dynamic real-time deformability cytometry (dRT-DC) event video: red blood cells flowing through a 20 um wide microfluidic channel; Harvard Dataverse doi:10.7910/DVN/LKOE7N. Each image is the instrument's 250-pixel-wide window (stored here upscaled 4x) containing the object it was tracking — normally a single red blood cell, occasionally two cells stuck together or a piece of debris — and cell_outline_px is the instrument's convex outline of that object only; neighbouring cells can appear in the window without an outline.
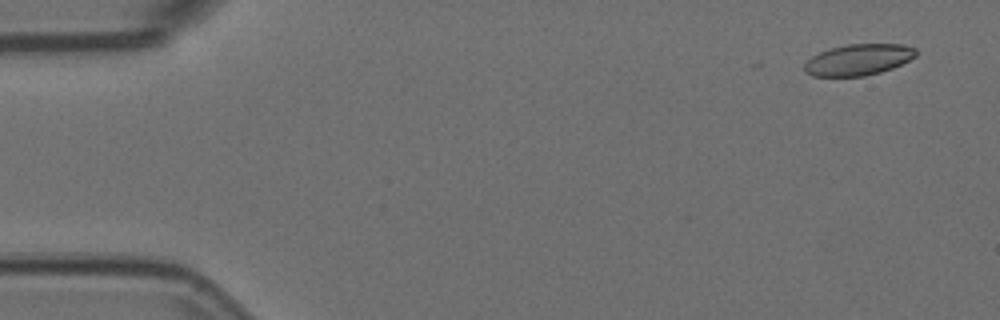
{"species": "Egyptian fruit bat (a non-hibernating species)", "species_latin": "Rousettus aegyptiacus", "temperature_condition": "room temperature", "stored_images_in_passage": 5, "camera_frame_rate_fps": 3000, "um_per_image_px": 0.085, "animal": {"sex": "female"}, "frame": {"image": 1, "passage_image": 1, "time_ms": 0.0, "image_size_px": [1000, 320], "cell_outline_px": [[916, 56], [892, 68], [880, 72], [864, 76], [812, 76], [804, 72], [804, 64], [812, 56], [820, 52], [832, 48], [848, 44], [904, 44], [916, 48]], "centroid_in_image_um": [72.96, 5.07], "position_along_channel_um": 12.0, "area_um2": 20.17}}
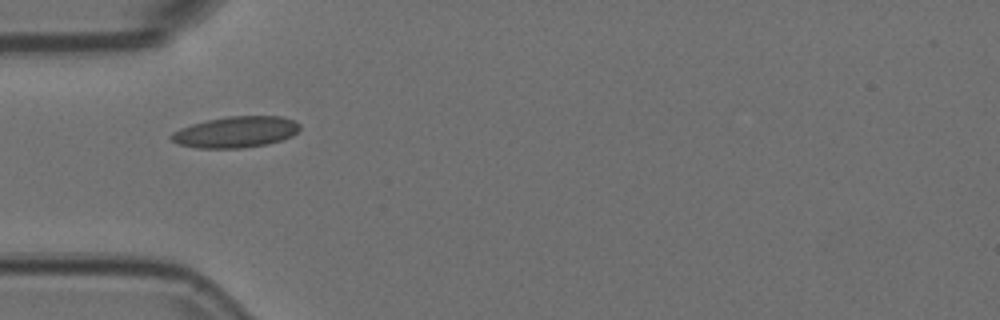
{"frame": {"image": 2, "passage_image": 5, "time_ms": 1.333, "image_size_px": [1000, 320], "cell_outline_px": [[300, 128], [292, 136], [268, 144], [240, 148], [196, 148], [180, 144], [172, 140], [168, 136], [172, 132], [180, 128], [192, 124], [208, 120], [228, 116], [280, 116], [296, 120], [300, 124]], "centroid_in_image_um": [20.05, 11.22], "position_along_channel_um": 65.0, "area_um2": 23.35}}